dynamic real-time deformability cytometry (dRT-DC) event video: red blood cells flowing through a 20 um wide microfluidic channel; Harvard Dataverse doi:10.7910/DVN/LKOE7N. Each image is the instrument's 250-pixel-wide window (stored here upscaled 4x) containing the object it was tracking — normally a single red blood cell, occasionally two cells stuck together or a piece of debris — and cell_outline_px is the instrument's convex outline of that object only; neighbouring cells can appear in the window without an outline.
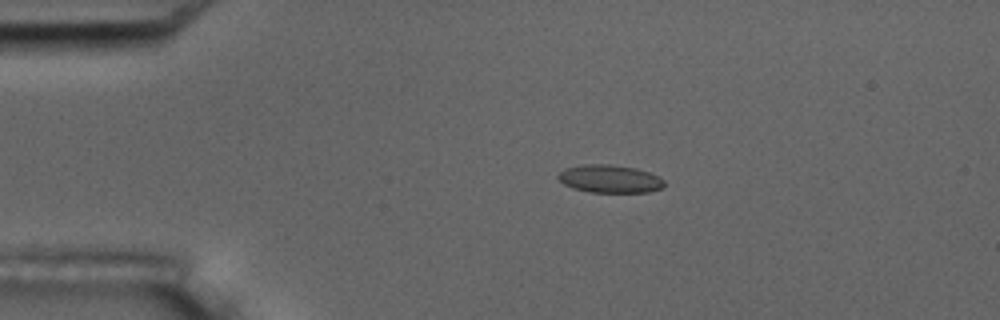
{"species": "common noctule bat (a hibernating species)", "species_latin": "Nyctalus noctula", "temperature_condition": "room temperature", "stored_images_in_passage": 9, "camera_frame_rate_fps": 3000, "um_per_image_px": 0.085, "animal": {"sex": "male", "body_mass_g": 17.5, "forearm_length_mm": 52.3}, "frame": {"image": 1, "passage_image": 1, "time_ms": 0.0, "image_size_px": [1000, 320], "cell_outline_px": [[664, 184], [660, 188], [648, 192], [588, 192], [572, 188], [564, 184], [556, 176], [564, 168], [584, 164], [608, 164], [636, 168], [660, 176], [664, 180]], "centroid_in_image_um": [51.81, 15.2], "position_along_channel_um": 33.2, "area_um2": 17.28}}
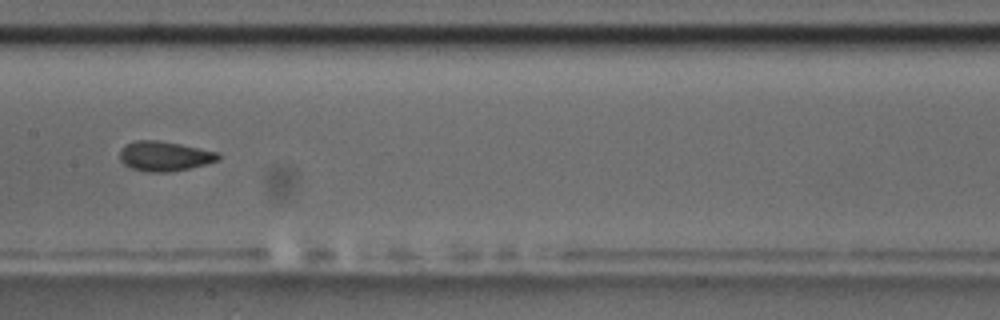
{"frame": {"image": 2, "passage_image": 6, "time_ms": 5.667, "image_size_px": [1000, 320], "cell_outline_px": [[220, 160], [188, 168], [168, 172], [148, 172], [132, 168], [124, 164], [120, 160], [120, 148], [124, 144], [136, 140], [156, 140], [180, 144], [216, 152], [220, 156]], "centroid_in_image_um": [13.93, 13.26], "position_along_channel_um": 193.5, "area_um2": 16.94}}
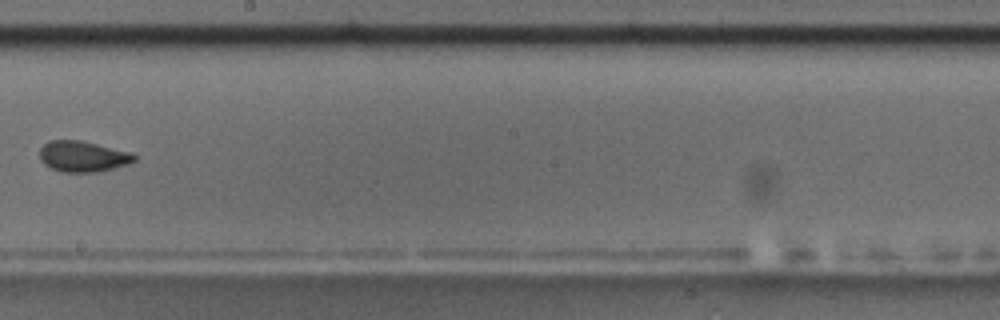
{"frame": {"image": 3, "passage_image": 7, "time_ms": 7.0, "image_size_px": [1000, 320], "cell_outline_px": [[136, 160], [128, 164], [96, 172], [64, 172], [52, 168], [44, 164], [40, 160], [40, 148], [48, 140], [80, 140], [132, 152], [136, 156]], "centroid_in_image_um": [7.04, 13.28], "position_along_channel_um": 241.2, "area_um2": 16.99}}